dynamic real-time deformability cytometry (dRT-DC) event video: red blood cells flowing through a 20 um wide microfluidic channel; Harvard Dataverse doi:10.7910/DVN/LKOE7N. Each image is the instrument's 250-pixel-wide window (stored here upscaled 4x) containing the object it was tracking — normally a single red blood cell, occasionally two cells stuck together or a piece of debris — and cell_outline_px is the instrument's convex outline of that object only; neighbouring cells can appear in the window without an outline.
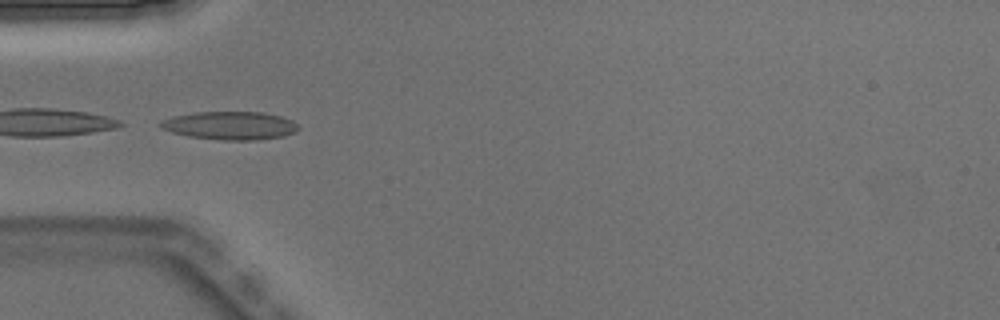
{"species": "Egyptian fruit bat (a non-hibernating species)", "species_latin": "Rousettus aegyptiacus", "temperature_condition": "warm", "stored_images_in_passage": 6, "camera_frame_rate_fps": 3000, "um_per_image_px": 0.085, "animal": {"sex": "male"}, "frame": {"image": 1, "passage_image": 4, "time_ms": 1.0, "image_size_px": [1000, 320], "cell_outline_px": [[300, 128], [296, 132], [284, 136], [256, 140], [224, 140], [188, 136], [172, 132], [160, 128], [160, 120], [172, 116], [196, 112], [264, 112], [280, 116], [292, 120]], "centroid_in_image_um": [19.56, 10.67], "position_along_channel_um": 65.4, "area_um2": 22.72}}